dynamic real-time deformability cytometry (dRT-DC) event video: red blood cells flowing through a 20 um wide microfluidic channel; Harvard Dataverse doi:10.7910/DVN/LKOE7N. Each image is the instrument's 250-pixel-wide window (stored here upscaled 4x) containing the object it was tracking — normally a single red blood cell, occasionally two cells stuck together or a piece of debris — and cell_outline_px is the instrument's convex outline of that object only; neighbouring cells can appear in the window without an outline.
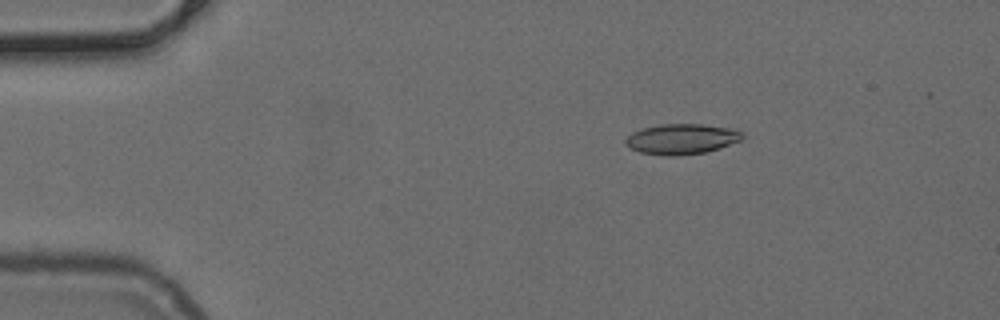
{"species": "common noctule bat (a hibernating species)", "species_latin": "Nyctalus noctula", "temperature_condition": "cold", "stored_images_in_passage": 7, "camera_frame_rate_fps": 3000, "um_per_image_px": 0.085, "animal": {"sex": "female", "body_mass_g": 24.6, "forearm_length_mm": 56.2}, "frame": {"image": 1, "passage_image": 1, "time_ms": 0.0, "image_size_px": [1000, 320], "cell_outline_px": [[744, 136], [740, 140], [720, 148], [704, 152], [676, 156], [664, 156], [640, 152], [628, 148], [624, 144], [624, 140], [632, 132], [644, 128], [660, 124], [704, 124], [736, 128]], "centroid_in_image_um": [57.92, 11.81], "position_along_channel_um": 27.1, "area_um2": 20.87}}